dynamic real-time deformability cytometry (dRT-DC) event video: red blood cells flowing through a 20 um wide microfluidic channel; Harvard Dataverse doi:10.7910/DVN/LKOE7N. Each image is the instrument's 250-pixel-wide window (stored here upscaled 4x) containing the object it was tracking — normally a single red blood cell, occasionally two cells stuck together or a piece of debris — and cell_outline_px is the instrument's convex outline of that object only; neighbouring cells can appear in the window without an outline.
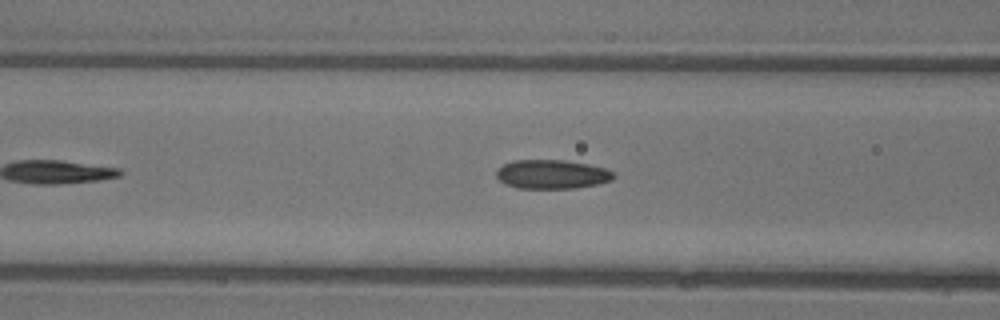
{"species": "common noctule bat (a hibernating species)", "species_latin": "Nyctalus noctula", "temperature_condition": "warm", "stored_images_in_passage": 17, "camera_frame_rate_fps": 3000, "um_per_image_px": 0.085, "animal": {"sex": "female"}, "frame": {"image": 1, "passage_image": 8, "time_ms": 2.333, "image_size_px": [1000, 320], "cell_outline_px": [[616, 176], [612, 180], [596, 184], [576, 188], [516, 188], [504, 184], [496, 176], [496, 168], [512, 160], [564, 160], [588, 164], [604, 168], [612, 172]], "centroid_in_image_um": [46.87, 14.81], "position_along_channel_um": 119.7, "area_um2": 19.88}}
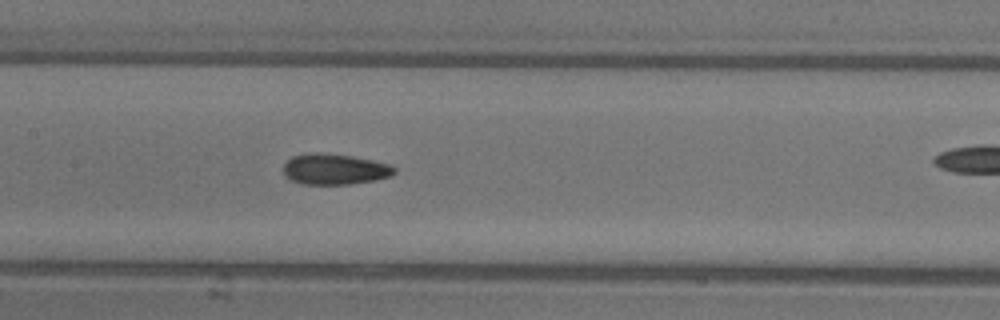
{"frame": {"image": 2, "passage_image": 12, "time_ms": 3.667, "image_size_px": [1000, 320], "cell_outline_px": [[396, 172], [392, 176], [376, 180], [352, 184], [304, 184], [292, 180], [284, 176], [284, 164], [292, 156], [308, 152], [320, 152], [352, 156], [372, 160], [388, 164], [396, 168]], "centroid_in_image_um": [28.45, 14.38], "position_along_channel_um": 179.0, "area_um2": 20.06}}
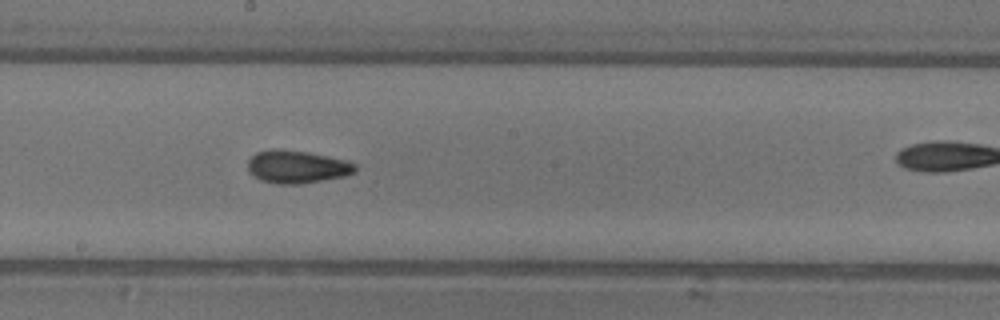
{"frame": {"image": 3, "passage_image": 15, "time_ms": 4.667, "image_size_px": [1000, 320], "cell_outline_px": [[356, 172], [344, 176], [300, 184], [280, 184], [260, 180], [252, 176], [248, 172], [248, 160], [256, 152], [280, 148], [308, 152], [344, 160], [356, 164]], "centroid_in_image_um": [25.21, 14.18], "position_along_channel_um": 223.0, "area_um2": 20.52}}